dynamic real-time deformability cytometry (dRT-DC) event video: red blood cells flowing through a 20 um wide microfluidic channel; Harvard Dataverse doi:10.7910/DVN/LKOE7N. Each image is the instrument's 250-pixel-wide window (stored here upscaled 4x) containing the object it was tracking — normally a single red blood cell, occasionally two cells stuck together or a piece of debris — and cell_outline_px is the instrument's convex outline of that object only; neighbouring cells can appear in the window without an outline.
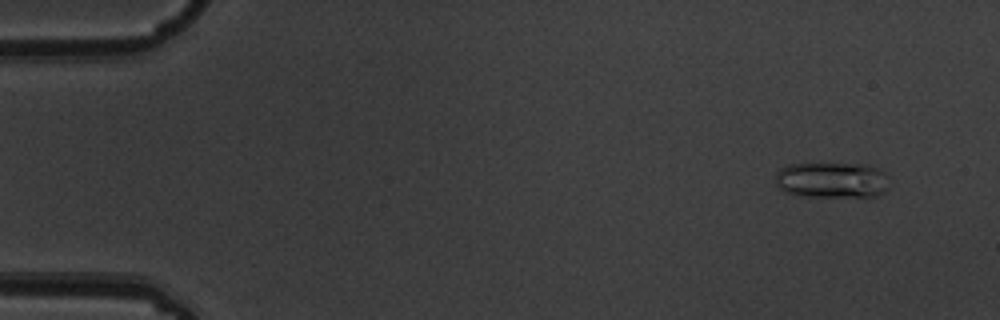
{"species": "common noctule bat (a hibernating species)", "species_latin": "Nyctalus noctula", "temperature_condition": "warm", "stored_images_in_passage": 5, "camera_frame_rate_fps": 3000, "um_per_image_px": 0.085, "animal": {"sex": "male", "body_mass_g": 19.5, "forearm_length_mm": 54.6}, "frame": {"image": 1, "passage_image": 1, "time_ms": 0.0, "image_size_px": [1000, 320], "cell_outline_px": [[888, 176], [884, 192], [876, 196], [808, 196], [784, 192], [776, 188], [776, 172], [784, 164], [868, 164], [880, 168]], "centroid_in_image_um": [70.68, 15.29], "position_along_channel_um": 14.3, "area_um2": 23.87}}